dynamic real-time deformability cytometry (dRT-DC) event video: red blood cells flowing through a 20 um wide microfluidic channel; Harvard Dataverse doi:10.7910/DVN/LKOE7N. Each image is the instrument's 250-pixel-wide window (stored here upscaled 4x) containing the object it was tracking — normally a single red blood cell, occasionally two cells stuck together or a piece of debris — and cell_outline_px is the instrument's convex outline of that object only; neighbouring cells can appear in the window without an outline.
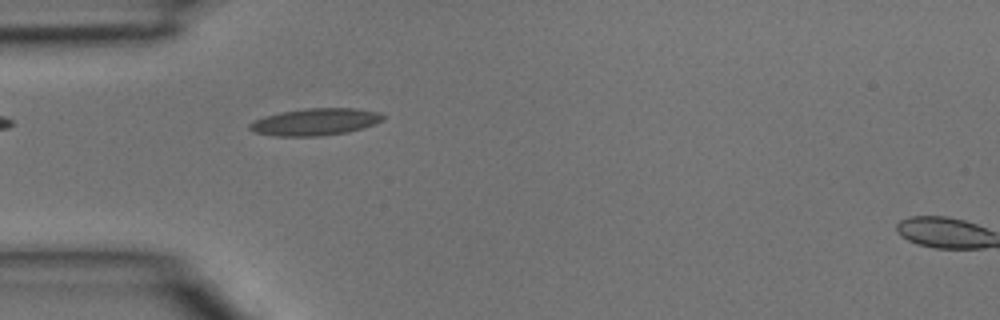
{"species": "common noctule bat (a hibernating species)", "species_latin": "Nyctalus noctula", "temperature_condition": "room temperature", "stored_images_in_passage": 5, "segment_of_instrument_passage": [1, 2], "camera_frame_rate_fps": 3000, "um_per_image_px": 0.085, "animal": {"sex": "male", "body_mass_g": 15.6}, "frame": {"image": 1, "passage_image": 4, "time_ms": 1.0, "image_size_px": [1000, 320], "cell_outline_px": [[384, 120], [376, 124], [364, 128], [348, 132], [320, 136], [276, 136], [252, 132], [248, 128], [248, 124], [264, 116], [280, 112], [308, 108], [356, 108], [376, 112], [384, 116]], "centroid_in_image_um": [26.79, 10.36], "position_along_channel_um": 58.2, "area_um2": 21.1}}